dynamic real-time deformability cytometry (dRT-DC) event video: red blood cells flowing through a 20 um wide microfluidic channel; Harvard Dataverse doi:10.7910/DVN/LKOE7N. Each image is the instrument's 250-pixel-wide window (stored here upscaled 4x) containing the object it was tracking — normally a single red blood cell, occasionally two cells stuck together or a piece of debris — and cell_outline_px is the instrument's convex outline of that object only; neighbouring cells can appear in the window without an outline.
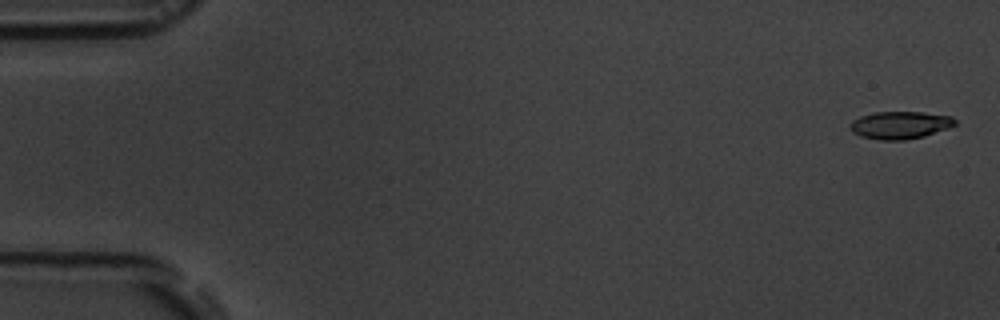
{"species": "common noctule bat (a hibernating species)", "species_latin": "Nyctalus noctula", "temperature_condition": "room temperature", "stored_images_in_passage": 4, "camera_frame_rate_fps": 3000, "um_per_image_px": 0.085, "animal": {"sex": "male", "body_mass_g": 19.5, "forearm_length_mm": 54.6}, "frame": {"image": 1, "passage_image": 1, "time_ms": 0.0, "image_size_px": [1000, 320], "cell_outline_px": [[956, 124], [948, 128], [924, 136], [904, 140], [880, 140], [860, 136], [852, 132], [848, 124], [852, 120], [860, 116], [876, 112], [924, 112], [952, 116], [956, 120]], "centroid_in_image_um": [76.49, 10.63], "position_along_channel_um": 8.5, "area_um2": 16.94}}